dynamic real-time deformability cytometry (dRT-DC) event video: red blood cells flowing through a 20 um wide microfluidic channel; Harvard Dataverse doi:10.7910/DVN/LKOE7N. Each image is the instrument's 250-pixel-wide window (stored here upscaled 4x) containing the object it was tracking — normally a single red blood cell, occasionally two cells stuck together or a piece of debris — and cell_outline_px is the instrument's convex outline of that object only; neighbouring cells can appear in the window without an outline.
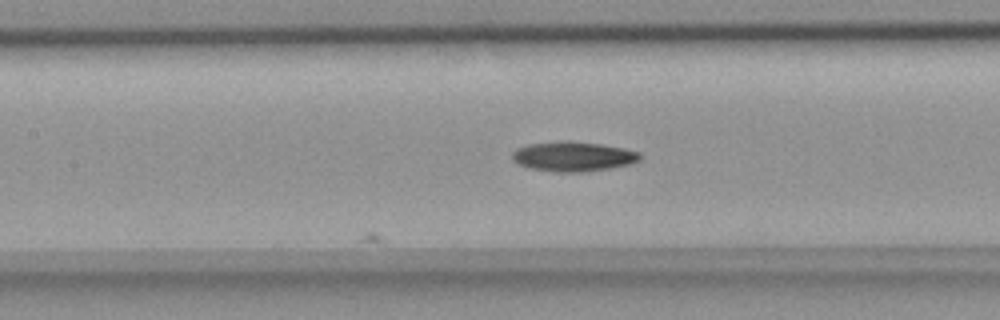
{"species": "common noctule bat (a hibernating species)", "species_latin": "Nyctalus noctula", "temperature_condition": "room temperature", "stored_images_in_passage": 9, "camera_frame_rate_fps": 3000, "um_per_image_px": 0.085, "animal": {"sex": "female", "body_mass_g": 18.4}, "frame": {"image": 1, "passage_image": 9, "time_ms": 2.667, "image_size_px": [1000, 320], "cell_outline_px": [[640, 160], [632, 164], [612, 168], [584, 172], [556, 172], [528, 168], [512, 160], [512, 152], [516, 148], [528, 144], [560, 140], [568, 140], [600, 144], [624, 148], [640, 152]], "centroid_in_image_um": [48.72, 13.3], "position_along_channel_um": 158.7, "area_um2": 22.48}}